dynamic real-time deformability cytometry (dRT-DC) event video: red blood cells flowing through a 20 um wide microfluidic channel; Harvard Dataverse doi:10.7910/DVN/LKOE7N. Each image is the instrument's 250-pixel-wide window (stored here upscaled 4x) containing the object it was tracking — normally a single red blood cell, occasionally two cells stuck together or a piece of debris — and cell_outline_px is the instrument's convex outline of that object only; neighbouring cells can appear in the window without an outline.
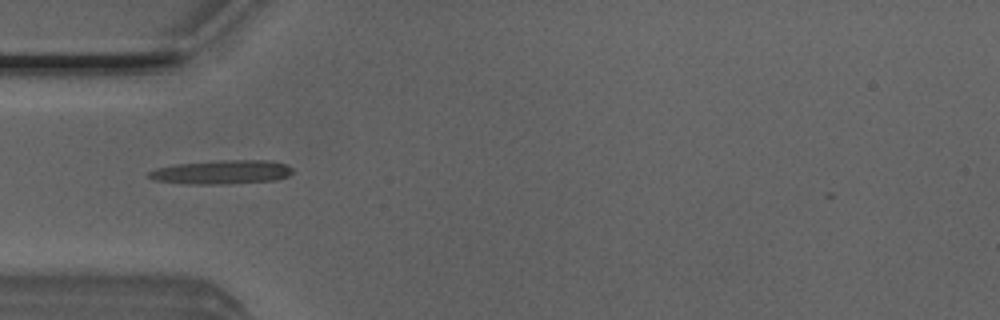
{"species": "Egyptian fruit bat (a non-hibernating species)", "species_latin": "Rousettus aegyptiacus", "temperature_condition": "room temperature", "stored_images_in_passage": 36, "camera_frame_rate_fps": 3000, "um_per_image_px": 0.085, "animal": {"sex": "male"}, "frame": {"image": 1, "passage_image": 1, "time_ms": 0.0, "image_size_px": [1000, 320], "cell_outline_px": [[292, 172], [288, 176], [276, 180], [228, 184], [184, 184], [152, 180], [148, 176], [148, 172], [156, 168], [176, 164], [224, 160], [272, 160], [288, 164], [292, 168]], "centroid_in_image_um": [18.86, 14.63], "position_along_channel_um": 66.1, "area_um2": 20.29}}
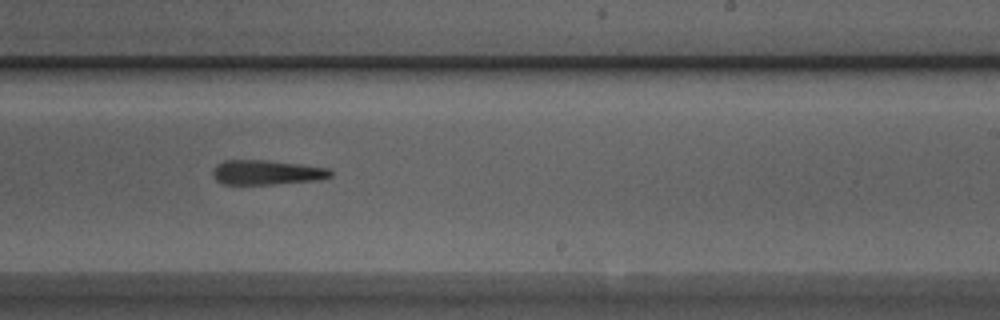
{"frame": {"image": 2, "passage_image": 16, "time_ms": 5.0, "image_size_px": [1000, 320], "cell_outline_px": [[332, 176], [320, 180], [276, 184], [220, 184], [212, 176], [212, 168], [216, 164], [224, 160], [268, 160], [300, 164], [328, 168], [332, 172]], "centroid_in_image_um": [22.64, 14.65], "position_along_channel_um": 266.4, "area_um2": 17.17}}
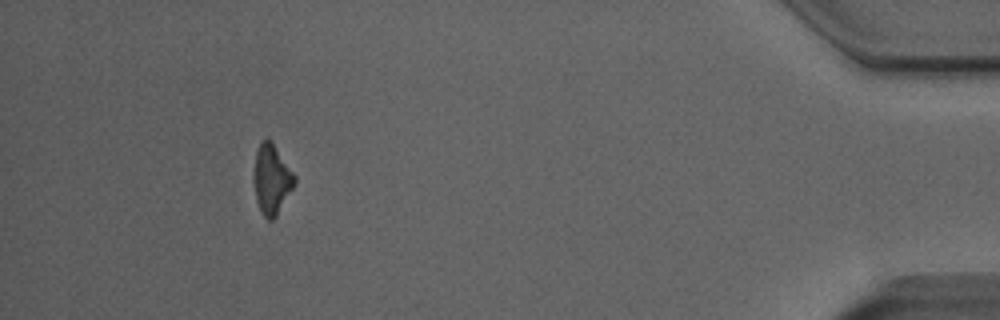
{"frame": {"image": 3, "passage_image": 32, "time_ms": 10.333, "image_size_px": [1000, 320], "cell_outline_px": [[296, 184], [276, 216], [272, 220], [268, 220], [264, 216], [256, 200], [252, 180], [252, 176], [256, 152], [260, 140], [268, 136], [296, 176]], "centroid_in_image_um": [23.07, 15.2], "position_along_channel_um": 412.1, "area_um2": 16.88}}